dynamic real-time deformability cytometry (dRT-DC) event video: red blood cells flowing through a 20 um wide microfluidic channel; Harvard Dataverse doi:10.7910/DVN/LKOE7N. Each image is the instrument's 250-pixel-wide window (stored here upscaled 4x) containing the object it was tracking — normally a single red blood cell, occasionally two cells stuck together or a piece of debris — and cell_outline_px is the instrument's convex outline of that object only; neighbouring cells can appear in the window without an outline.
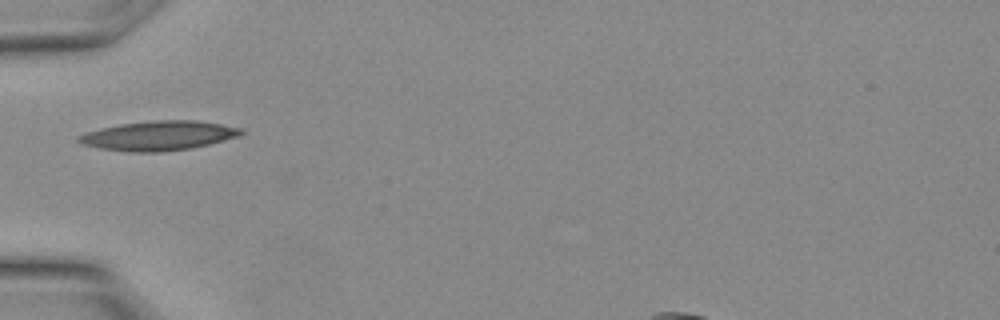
{"species": "Egyptian fruit bat (a non-hibernating species)", "species_latin": "Rousettus aegyptiacus", "temperature_condition": "warm", "stored_images_in_passage": 5, "camera_frame_rate_fps": 3000, "um_per_image_px": 0.085, "animal": {"sex": "female"}, "frame": {"image": 1, "passage_image": 1, "time_ms": 0.0, "image_size_px": [1000, 320], "cell_outline_px": [[244, 132], [240, 136], [192, 148], [160, 152], [128, 152], [100, 148], [84, 144], [76, 140], [76, 136], [100, 128], [120, 124], [152, 120], [196, 120], [244, 128]], "centroid_in_image_um": [13.5, 11.53], "position_along_channel_um": 71.5, "area_um2": 27.92}}
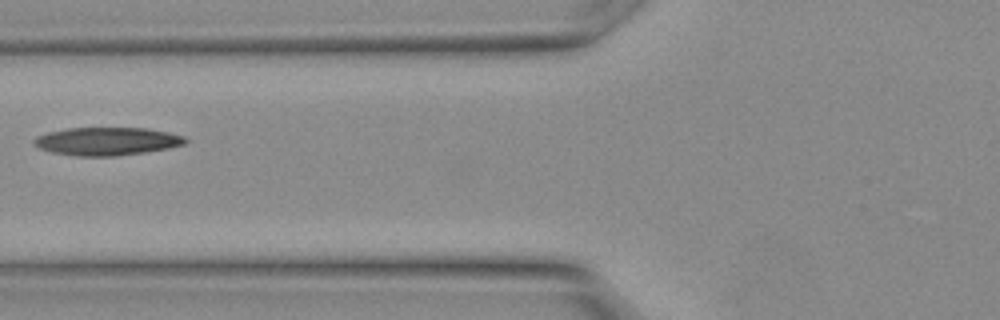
{"frame": {"image": 2, "passage_image": 3, "time_ms": 0.667, "image_size_px": [1000, 320], "cell_outline_px": [[188, 140], [184, 144], [168, 148], [144, 152], [116, 156], [72, 156], [52, 152], [40, 148], [32, 144], [32, 140], [36, 136], [48, 132], [68, 128], [148, 128], [168, 132], [184, 136]], "centroid_in_image_um": [9.06, 12.01], "position_along_channel_um": 116.7, "area_um2": 24.8}}